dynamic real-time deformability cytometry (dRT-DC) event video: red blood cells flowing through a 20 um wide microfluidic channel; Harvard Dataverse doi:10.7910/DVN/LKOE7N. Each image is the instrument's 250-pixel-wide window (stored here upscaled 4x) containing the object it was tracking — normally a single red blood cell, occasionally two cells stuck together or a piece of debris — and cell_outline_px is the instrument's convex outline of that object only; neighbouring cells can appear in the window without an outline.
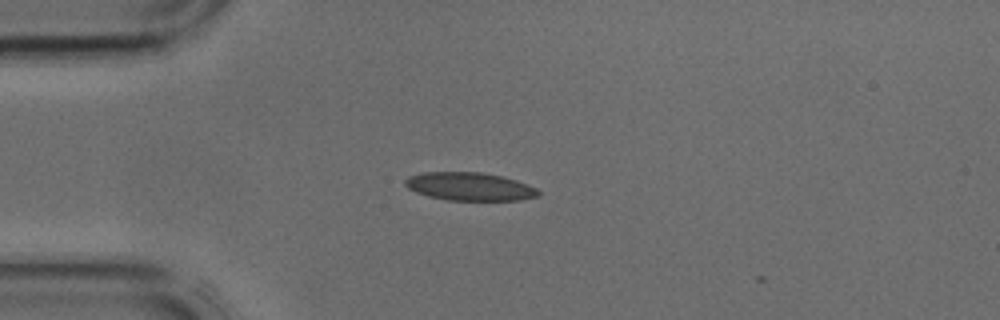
{"species": "common noctule bat (a hibernating species)", "species_latin": "Nyctalus noctula", "temperature_condition": "cold", "stored_images_in_passage": 21, "camera_frame_rate_fps": 3000, "um_per_image_px": 0.085, "animal": {"sex": "male", "body_mass_g": 17.9, "forearm_length_mm": 54.2}, "frame": {"image": 1, "passage_image": 1, "time_ms": 0.0, "image_size_px": [1000, 320], "cell_outline_px": [[540, 196], [520, 200], [448, 200], [428, 196], [416, 192], [408, 188], [404, 184], [404, 180], [408, 176], [424, 172], [480, 172], [500, 176], [516, 180], [536, 188], [540, 192]], "centroid_in_image_um": [39.9, 15.85], "position_along_channel_um": 45.1, "area_um2": 21.79}}